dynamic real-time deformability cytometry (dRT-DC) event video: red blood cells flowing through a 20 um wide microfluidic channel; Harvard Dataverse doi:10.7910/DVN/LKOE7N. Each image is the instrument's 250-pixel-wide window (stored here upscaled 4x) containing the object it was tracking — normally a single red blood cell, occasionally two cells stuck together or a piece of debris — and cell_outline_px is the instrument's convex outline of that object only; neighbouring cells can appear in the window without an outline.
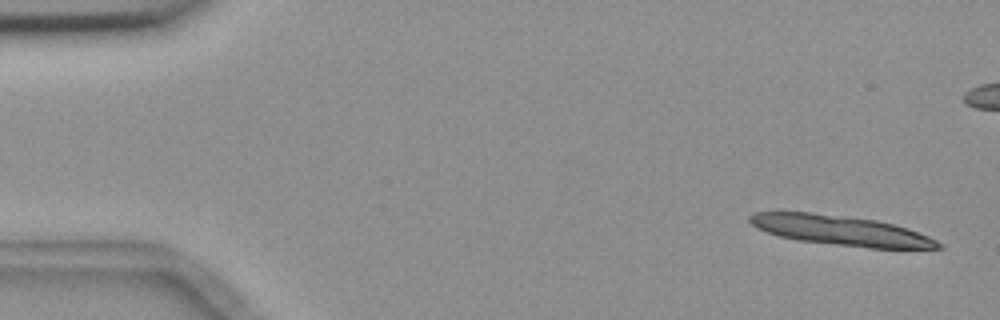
{"species": "common noctule bat (a hibernating species)", "species_latin": "Nyctalus noctula", "temperature_condition": "room temperature", "stored_images_in_passage": 5, "camera_frame_rate_fps": 3000, "um_per_image_px": 0.085, "animal": {"sex": "female", "body_mass_g": 18.4}, "frame": {"image": 1, "passage_image": 1, "time_ms": 0.0, "image_size_px": [1000, 320], "cell_outline_px": [[944, 248], [868, 248], [796, 240], [780, 236], [756, 228], [748, 220], [748, 216], [756, 212], [812, 212], [876, 220], [908, 228], [928, 236], [944, 244]], "centroid_in_image_um": [71.47, 19.59], "position_along_channel_um": 13.5, "area_um2": 32.71}}